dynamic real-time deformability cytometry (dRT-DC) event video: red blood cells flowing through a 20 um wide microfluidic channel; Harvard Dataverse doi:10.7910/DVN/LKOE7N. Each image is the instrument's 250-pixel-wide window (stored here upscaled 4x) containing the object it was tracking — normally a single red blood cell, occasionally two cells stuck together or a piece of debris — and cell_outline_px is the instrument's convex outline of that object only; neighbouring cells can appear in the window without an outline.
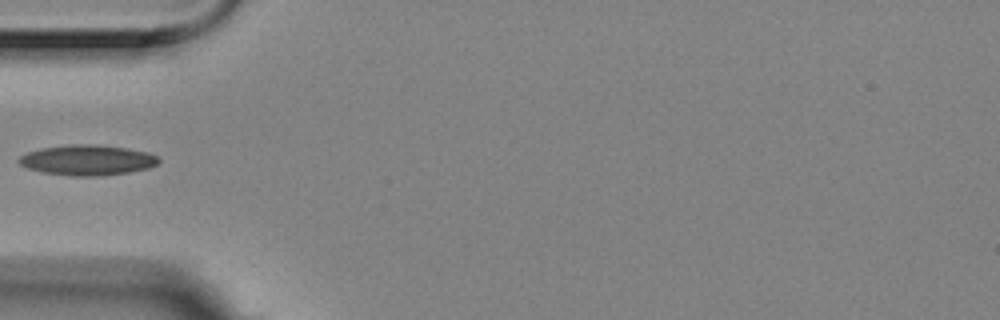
{"species": "Egyptian fruit bat (a non-hibernating species)", "species_latin": "Rousettus aegyptiacus", "temperature_condition": "room temperature", "stored_images_in_passage": 5, "camera_frame_rate_fps": 3000, "um_per_image_px": 0.085, "animal": {"sex": "female"}, "frame": {"image": 1, "passage_image": 4, "time_ms": 1.0, "image_size_px": [1000, 320], "cell_outline_px": [[160, 160], [156, 164], [148, 168], [128, 172], [100, 176], [72, 176], [44, 172], [28, 168], [20, 164], [16, 160], [20, 156], [28, 152], [40, 148], [72, 144], [92, 144], [124, 148], [148, 152], [156, 156]], "centroid_in_image_um": [7.4, 13.61], "position_along_channel_um": 77.6, "area_um2": 24.51}}
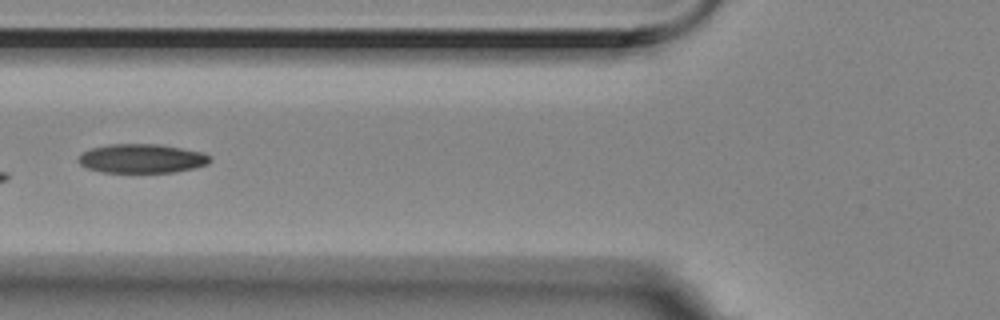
{"frame": {"image": 2, "passage_image": 5, "time_ms": 1.333, "image_size_px": [1000, 320], "cell_outline_px": [[212, 160], [208, 164], [196, 168], [172, 172], [100, 172], [88, 168], [80, 164], [80, 156], [84, 152], [92, 148], [112, 144], [160, 144], [204, 152], [212, 156]], "centroid_in_image_um": [12.14, 13.47], "position_along_channel_um": 113.7, "area_um2": 22.25}}